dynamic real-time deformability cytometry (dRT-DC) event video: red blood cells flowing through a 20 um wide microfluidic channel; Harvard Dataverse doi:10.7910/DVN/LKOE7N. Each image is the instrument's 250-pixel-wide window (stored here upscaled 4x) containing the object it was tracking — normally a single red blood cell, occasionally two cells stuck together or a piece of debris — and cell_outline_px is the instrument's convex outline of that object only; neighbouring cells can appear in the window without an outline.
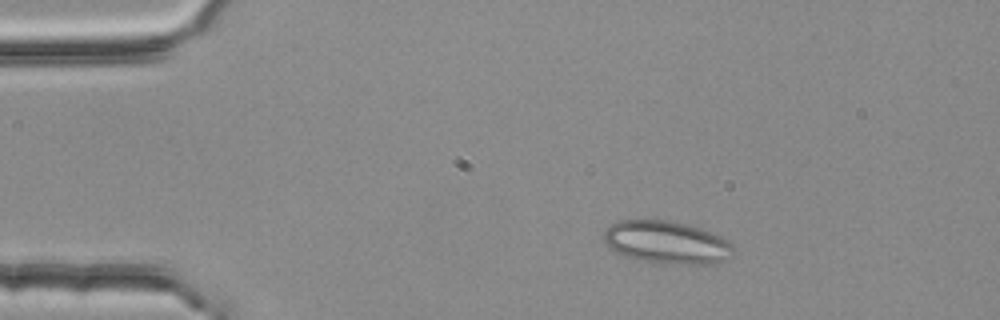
{"species": "common noctule bat (a hibernating species)", "species_latin": "Nyctalus noctula", "temperature_condition": "room temperature", "stored_images_in_passage": 2, "camera_frame_rate_fps": 3000, "um_per_image_px": 0.085, "animal": {"sex": "female", "body_mass_g": 25.1}, "frame": {"image": 1, "passage_image": 1, "time_ms": 0.0, "image_size_px": [1000, 320], "cell_outline_px": [[736, 248], [724, 260], [716, 264], [664, 264], [640, 260], [624, 256], [608, 248], [604, 240], [604, 232], [612, 224], [620, 220], [672, 220], [700, 228], [720, 236], [732, 244]], "centroid_in_image_um": [56.66, 20.61], "position_along_channel_um": 28.3, "area_um2": 32.37}}